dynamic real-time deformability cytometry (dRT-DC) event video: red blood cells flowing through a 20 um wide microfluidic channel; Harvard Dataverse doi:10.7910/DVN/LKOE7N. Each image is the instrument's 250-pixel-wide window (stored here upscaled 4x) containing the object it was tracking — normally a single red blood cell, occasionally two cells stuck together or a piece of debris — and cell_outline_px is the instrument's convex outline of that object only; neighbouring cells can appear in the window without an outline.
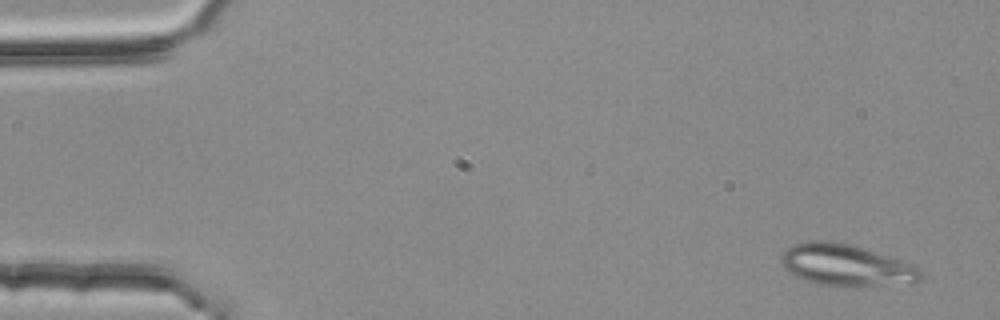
{"species": "common noctule bat (a hibernating species)", "species_latin": "Nyctalus noctula", "temperature_condition": "room temperature", "stored_images_in_passage": 4, "camera_frame_rate_fps": 3000, "um_per_image_px": 0.085, "animal": {"sex": "female", "body_mass_g": 25.1}, "frame": {"image": 1, "passage_image": 1, "time_ms": 0.0, "image_size_px": [1000, 320], "cell_outline_px": [[924, 276], [920, 280], [912, 284], [840, 288], [820, 284], [804, 280], [796, 276], [784, 268], [780, 260], [780, 256], [792, 244], [808, 240], [828, 240], [848, 244], [920, 268]], "centroid_in_image_um": [71.89, 22.58], "position_along_channel_um": 13.1, "area_um2": 33.99}}